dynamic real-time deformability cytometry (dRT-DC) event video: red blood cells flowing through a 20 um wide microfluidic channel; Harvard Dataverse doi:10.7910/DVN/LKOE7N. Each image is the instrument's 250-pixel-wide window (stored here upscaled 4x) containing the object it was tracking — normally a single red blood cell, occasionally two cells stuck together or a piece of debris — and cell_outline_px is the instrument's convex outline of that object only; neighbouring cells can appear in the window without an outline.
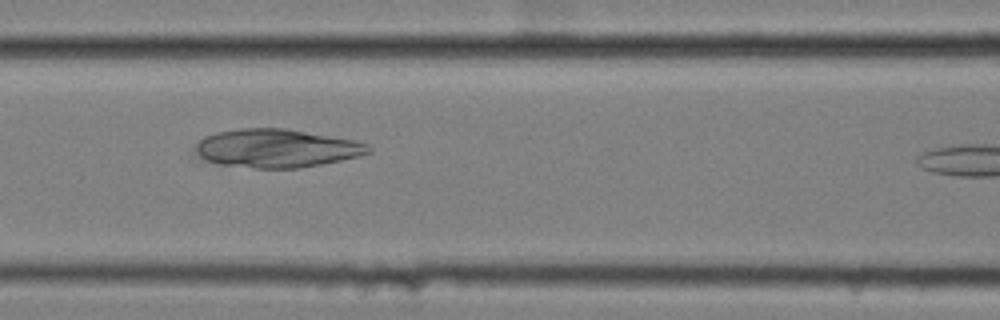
{"species": "common noctule bat (a hibernating species)", "species_latin": "Nyctalus noctula", "temperature_condition": "cold", "stored_images_in_passage": 23, "camera_frame_rate_fps": 3000, "um_per_image_px": 0.085, "animal": {"sex": "female", "body_mass_g": 25.1}, "frame": {"image": 1, "passage_image": 19, "time_ms": 6.0, "image_size_px": [1000, 320], "cell_outline_px": [[372, 152], [360, 156], [300, 168], [256, 168], [216, 164], [192, 156], [196, 144], [204, 136], [216, 132], [240, 128], [284, 128], [352, 140], [368, 144], [372, 148]], "centroid_in_image_um": [23.42, 12.61], "position_along_channel_um": 143.2, "area_um2": 38.96}}
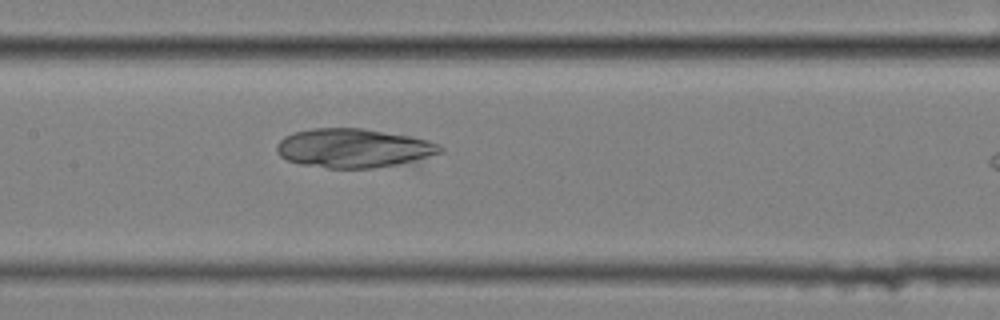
{"frame": {"image": 2, "passage_image": 22, "time_ms": 7.0, "image_size_px": [1000, 320], "cell_outline_px": [[444, 152], [420, 164], [372, 168], [328, 168], [300, 164], [288, 160], [280, 156], [276, 152], [276, 144], [284, 136], [296, 132], [312, 128], [364, 128], [408, 136], [428, 140], [444, 148]], "centroid_in_image_um": [30.18, 12.62], "position_along_channel_um": 177.2, "area_um2": 38.21}}